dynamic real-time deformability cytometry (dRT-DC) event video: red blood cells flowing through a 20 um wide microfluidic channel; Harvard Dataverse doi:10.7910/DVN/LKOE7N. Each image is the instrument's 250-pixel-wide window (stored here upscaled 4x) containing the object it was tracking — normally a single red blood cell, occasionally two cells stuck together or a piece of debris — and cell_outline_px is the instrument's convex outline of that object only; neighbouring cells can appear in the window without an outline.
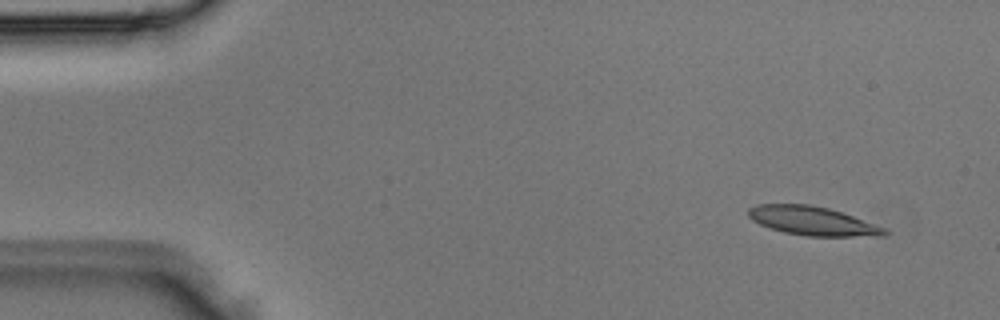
{"species": "Egyptian fruit bat (a non-hibernating species)", "species_latin": "Rousettus aegyptiacus", "temperature_condition": "room temperature", "stored_images_in_passage": 3, "camera_frame_rate_fps": 3000, "um_per_image_px": 0.085, "animal": {"sex": "male"}, "frame": {"image": 1, "passage_image": 1, "time_ms": 0.0, "image_size_px": [1000, 320], "cell_outline_px": [[888, 232], [884, 236], [808, 236], [784, 232], [760, 224], [752, 220], [748, 216], [748, 208], [756, 204], [812, 204], [828, 208], [852, 216], [884, 228]], "centroid_in_image_um": [69.02, 18.77], "position_along_channel_um": 16.0, "area_um2": 22.6}}